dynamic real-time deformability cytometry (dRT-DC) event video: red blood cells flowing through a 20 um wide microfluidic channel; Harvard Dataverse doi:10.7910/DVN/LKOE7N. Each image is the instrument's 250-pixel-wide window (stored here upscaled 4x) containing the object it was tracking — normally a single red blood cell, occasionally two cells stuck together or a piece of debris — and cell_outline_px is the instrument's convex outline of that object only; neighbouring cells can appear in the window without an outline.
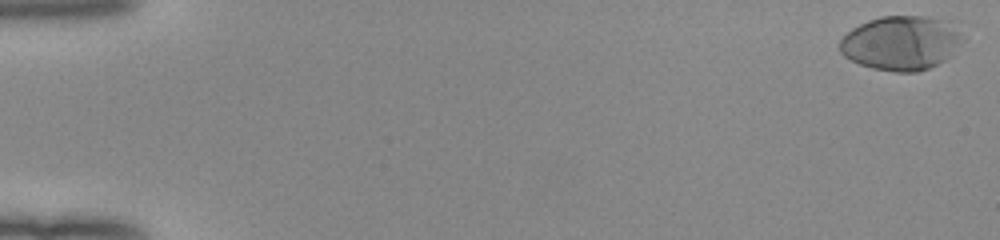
{"species": "human", "species_latin": "Homo sapiens", "temperature_condition": "room temperature", "stored_images_in_passage": 52, "camera_frame_rate_fps": 3000, "um_per_image_px": 0.085, "donor": {"sex": "female"}, "frame": {"image": 1, "passage_image": 1, "time_ms": 0.0, "image_size_px": [1000, 240], "cell_outline_px": [[964, 40], [952, 56], [928, 68], [916, 72], [896, 72], [872, 68], [860, 64], [844, 56], [840, 52], [840, 40], [852, 28], [868, 20], [880, 16], [924, 16], [940, 20], [960, 32], [964, 36]], "centroid_in_image_um": [76.58, 3.66], "position_along_channel_um": 8.4, "area_um2": 38.55}}
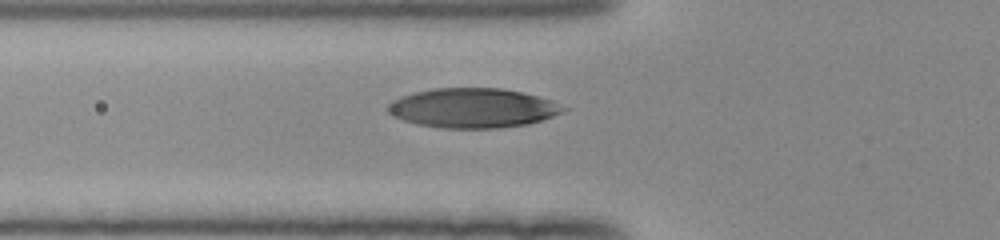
{"frame": {"image": 2, "passage_image": 20, "time_ms": 6.333, "image_size_px": [1000, 240], "cell_outline_px": [[568, 108], [564, 112], [528, 124], [496, 128], [440, 128], [416, 124], [392, 116], [384, 108], [392, 100], [416, 92], [432, 88], [500, 88], [520, 92], [552, 100]], "centroid_in_image_um": [40.16, 9.18], "position_along_channel_um": 85.6, "area_um2": 40.4}}
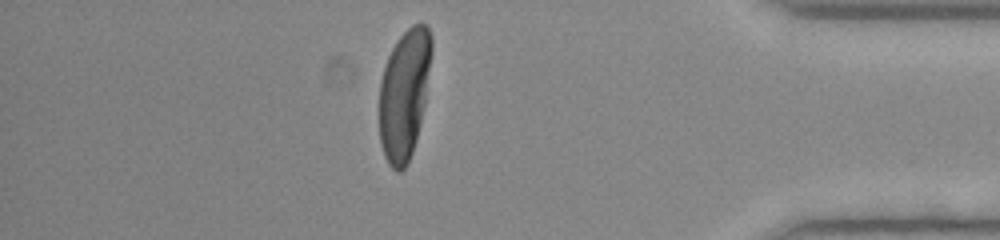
{"frame": {"image": 3, "passage_image": 46, "time_ms": 15.0, "image_size_px": [1000, 240], "cell_outline_px": [[432, 52], [424, 104], [420, 124], [412, 152], [408, 164], [400, 172], [396, 172], [388, 164], [384, 156], [380, 144], [380, 80], [388, 56], [396, 40], [412, 24], [424, 24], [428, 28], [432, 36]], "centroid_in_image_um": [34.36, 8.01], "position_along_channel_um": 400.8, "area_um2": 39.54}, "authors_computed_cell_mechanics": {"area_um2": 40.1421, "velocity_mm_per_s": 3.9915, "shape_relaxation_time_tau1_ms": 3.2257, "shape_relaxation_time_tau2_ms": null, "deformation_change_tau1": 0.2027, "deformation_change_tau2": null}}